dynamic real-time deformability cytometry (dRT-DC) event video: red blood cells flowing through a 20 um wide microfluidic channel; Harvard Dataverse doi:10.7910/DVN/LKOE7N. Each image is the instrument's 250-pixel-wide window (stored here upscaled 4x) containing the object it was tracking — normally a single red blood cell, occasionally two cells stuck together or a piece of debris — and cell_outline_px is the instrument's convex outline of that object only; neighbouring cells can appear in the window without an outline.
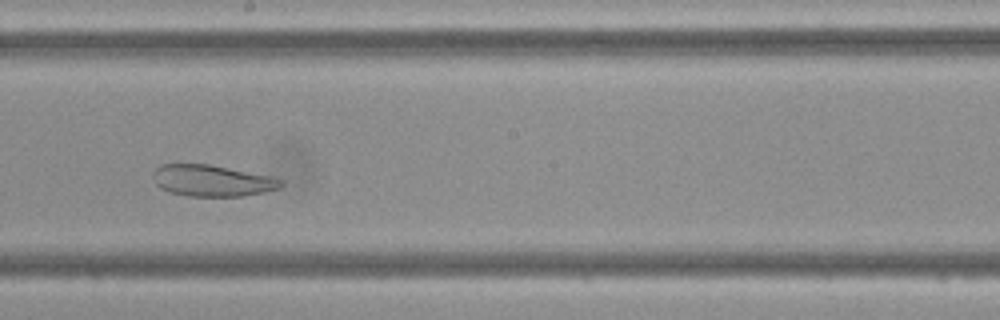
{"species": "Egyptian fruit bat (a non-hibernating species)", "species_latin": "Rousettus aegyptiacus", "temperature_condition": "cold", "stored_images_in_passage": 34, "camera_frame_rate_fps": 3000, "um_per_image_px": 0.085, "frame": {"image": 1, "passage_image": 13, "time_ms": 4.0, "image_size_px": [1000, 320], "cell_outline_px": [[284, 184], [280, 188], [264, 192], [244, 196], [188, 196], [168, 192], [160, 188], [156, 184], [152, 176], [152, 172], [160, 164], [208, 164], [272, 176], [284, 180]], "centroid_in_image_um": [18.03, 15.36], "position_along_channel_um": 230.2, "area_um2": 23.64}}
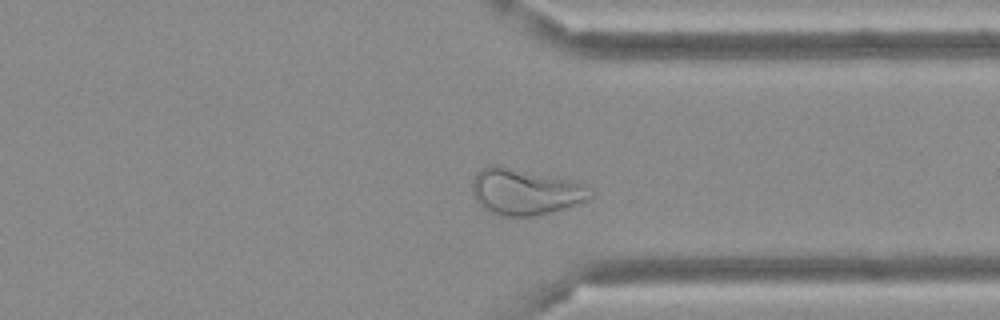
{"frame": {"image": 2, "passage_image": 23, "time_ms": 7.333, "image_size_px": [1000, 320], "cell_outline_px": [[592, 196], [576, 204], [564, 208], [532, 216], [504, 216], [492, 212], [484, 208], [476, 200], [472, 192], [472, 180], [476, 172], [480, 168], [492, 164], [500, 164], [572, 180], [584, 184]], "centroid_in_image_um": [44.57, 16.25], "position_along_channel_um": 366.8, "area_um2": 31.73}}
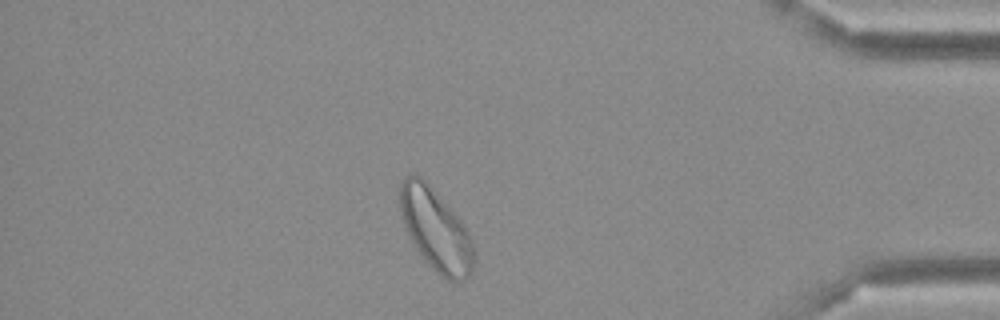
{"frame": {"image": 3, "passage_image": 28, "time_ms": 9.0, "image_size_px": [1000, 320], "cell_outline_px": [[472, 272], [464, 280], [456, 284], [440, 276], [420, 256], [400, 216], [396, 200], [400, 180], [404, 176], [412, 172], [420, 176], [432, 188], [464, 224], [472, 240]], "centroid_in_image_um": [36.96, 19.49], "position_along_channel_um": 398.2, "area_um2": 35.6}}